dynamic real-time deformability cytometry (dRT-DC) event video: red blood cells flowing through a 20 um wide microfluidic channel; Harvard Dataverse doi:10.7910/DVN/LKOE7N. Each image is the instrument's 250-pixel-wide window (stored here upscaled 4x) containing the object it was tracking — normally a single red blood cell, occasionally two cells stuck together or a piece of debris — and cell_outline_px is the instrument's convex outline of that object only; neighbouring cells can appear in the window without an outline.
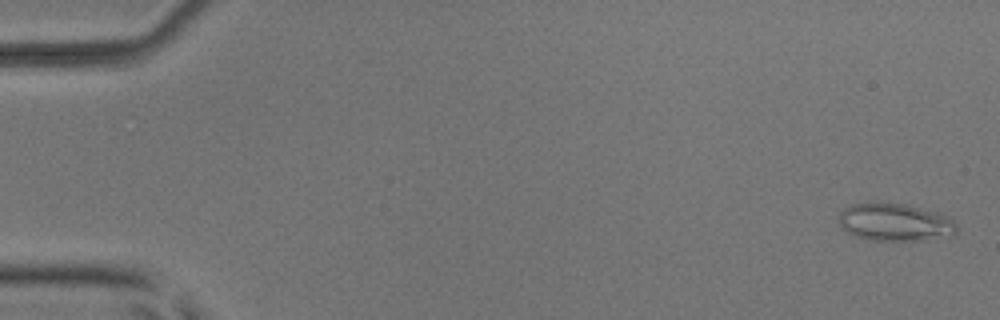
{"species": "common noctule bat (a hibernating species)", "species_latin": "Nyctalus noctula", "temperature_condition": "room temperature", "stored_images_in_passage": 4, "camera_frame_rate_fps": 3000, "um_per_image_px": 0.085, "animal": {"sex": "male", "body_mass_g": 17.9, "forearm_length_mm": 54.2}, "frame": {"image": 1, "passage_image": 1, "time_ms": 0.0, "image_size_px": [1000, 320], "cell_outline_px": [[956, 232], [928, 240], [868, 240], [852, 236], [836, 220], [836, 216], [848, 204], [868, 200], [884, 200], [908, 204], [936, 212], [948, 216], [956, 224]], "centroid_in_image_um": [75.95, 18.83], "position_along_channel_um": 9.1, "area_um2": 26.76}}